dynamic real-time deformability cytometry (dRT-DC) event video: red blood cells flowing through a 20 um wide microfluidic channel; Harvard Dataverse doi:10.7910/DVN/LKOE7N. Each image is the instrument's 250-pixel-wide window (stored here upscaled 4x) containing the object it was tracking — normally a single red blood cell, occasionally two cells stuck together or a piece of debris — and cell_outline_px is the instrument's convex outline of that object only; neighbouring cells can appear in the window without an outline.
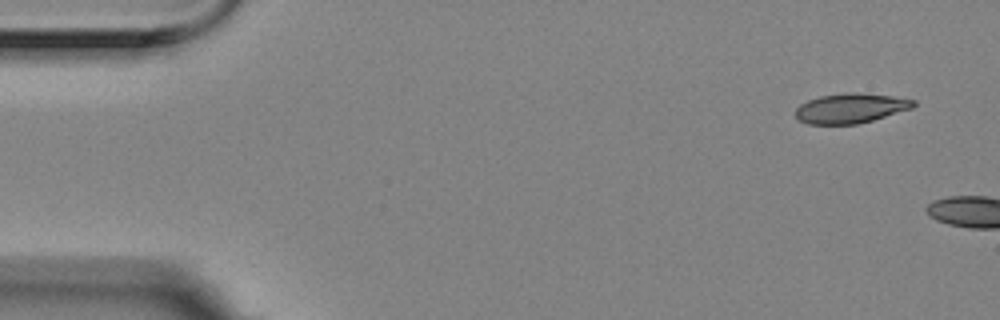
{"species": "Egyptian fruit bat (a non-hibernating species)", "species_latin": "Rousettus aegyptiacus", "temperature_condition": "room temperature", "stored_images_in_passage": 2, "camera_frame_rate_fps": 3000, "um_per_image_px": 0.085, "animal": {"sex": "female"}, "frame": {"image": 1, "passage_image": 1, "time_ms": 0.0, "image_size_px": [1000, 320], "cell_outline_px": [[916, 104], [912, 108], [872, 120], [856, 124], [808, 124], [800, 120], [796, 116], [796, 108], [800, 104], [808, 100], [820, 96], [848, 92], [856, 92], [892, 96], [916, 100]], "centroid_in_image_um": [72.3, 9.19], "position_along_channel_um": 12.7, "area_um2": 20.35}}